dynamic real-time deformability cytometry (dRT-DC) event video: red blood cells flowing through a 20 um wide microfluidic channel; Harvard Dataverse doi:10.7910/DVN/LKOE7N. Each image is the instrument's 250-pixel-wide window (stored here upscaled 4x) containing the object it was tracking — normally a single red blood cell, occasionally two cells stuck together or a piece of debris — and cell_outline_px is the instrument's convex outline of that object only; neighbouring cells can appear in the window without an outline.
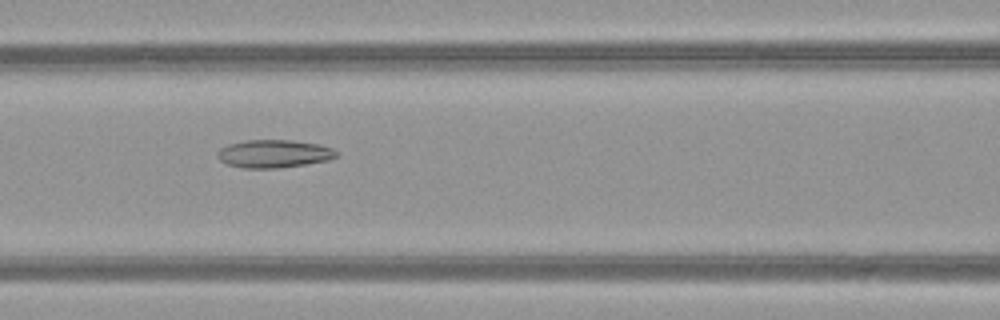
{"species": "common noctule bat (a hibernating species)", "species_latin": "Nyctalus noctula", "temperature_condition": "warm", "stored_images_in_passage": 36, "camera_frame_rate_fps": 3000, "um_per_image_px": 0.085, "animal": {"sex": "female", "body_mass_g": 21.9}, "frame": {"image": 1, "passage_image": 16, "time_ms": 5.0, "image_size_px": [1000, 320], "cell_outline_px": [[336, 156], [328, 160], [304, 164], [276, 168], [240, 168], [228, 164], [220, 160], [216, 156], [216, 152], [220, 148], [228, 144], [244, 140], [292, 140], [316, 144], [332, 148], [336, 152]], "centroid_in_image_um": [23.21, 13.06], "position_along_channel_um": 143.4, "area_um2": 19.25}}
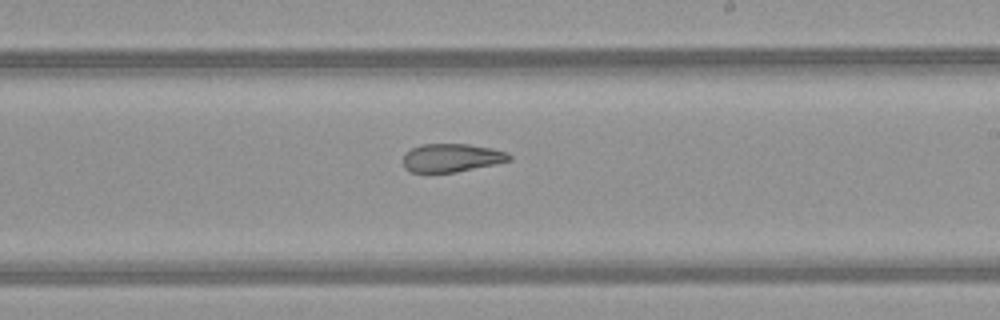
{"frame": {"image": 2, "passage_image": 24, "time_ms": 7.667, "image_size_px": [1000, 320], "cell_outline_px": [[512, 160], [496, 164], [456, 172], [408, 172], [404, 168], [404, 152], [420, 144], [468, 144], [492, 148], [508, 152], [512, 156]], "centroid_in_image_um": [38.4, 13.41], "position_along_channel_um": 250.6, "area_um2": 17.69}}
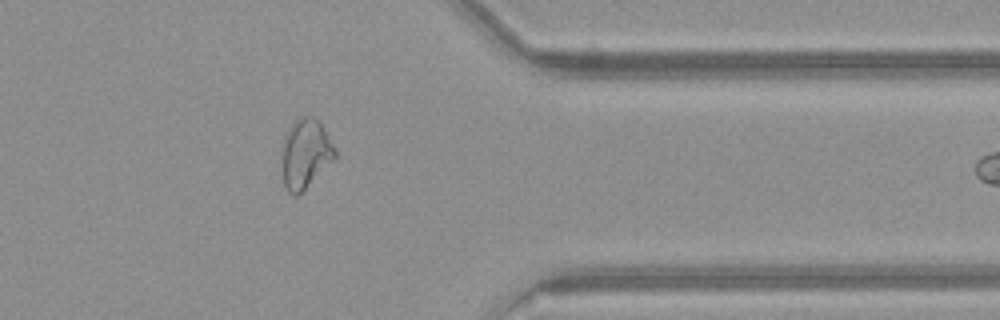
{"frame": {"image": 3, "passage_image": 35, "time_ms": 11.333, "image_size_px": [1000, 320], "cell_outline_px": [[336, 156], [296, 196], [292, 196], [288, 192], [284, 184], [280, 160], [280, 144], [288, 128], [300, 116], [312, 116], [320, 120], [336, 152]], "centroid_in_image_um": [25.88, 13.02], "position_along_channel_um": 385.5, "area_um2": 21.5}}